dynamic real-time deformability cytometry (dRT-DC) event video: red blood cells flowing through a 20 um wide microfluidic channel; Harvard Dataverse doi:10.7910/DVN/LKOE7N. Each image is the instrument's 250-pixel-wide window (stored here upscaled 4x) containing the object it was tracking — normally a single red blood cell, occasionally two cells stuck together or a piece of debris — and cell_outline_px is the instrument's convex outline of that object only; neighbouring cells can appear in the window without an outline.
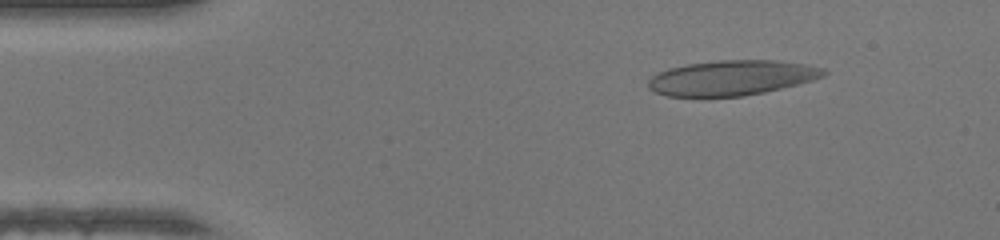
{"species": "human", "species_latin": "Homo sapiens", "temperature_condition": "warm", "stored_images_in_passage": 46, "camera_frame_rate_fps": 3000, "um_per_image_px": 0.085, "donor": {"sex": "female"}, "frame": {"image": 1, "passage_image": 6, "time_ms": 1.667, "image_size_px": [1000, 240], "cell_outline_px": [[828, 72], [824, 76], [812, 80], [764, 92], [744, 96], [668, 96], [656, 92], [648, 88], [648, 80], [652, 76], [668, 68], [688, 64], [720, 60], [776, 60], [804, 64], [824, 68]], "centroid_in_image_um": [62.2, 6.61], "position_along_channel_um": 22.8, "area_um2": 35.55}}
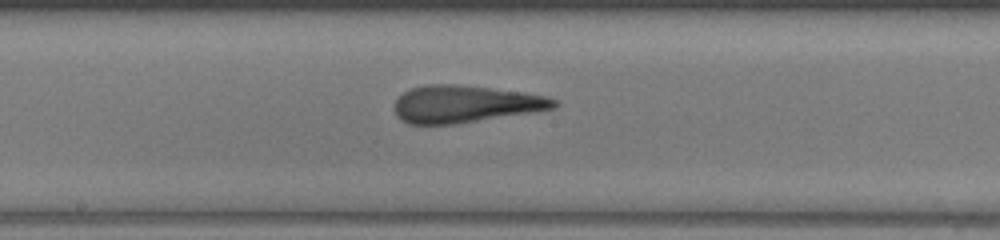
{"frame": {"image": 2, "passage_image": 24, "time_ms": 7.667, "image_size_px": [1000, 240], "cell_outline_px": [[560, 104], [556, 108], [536, 112], [452, 124], [408, 124], [400, 120], [396, 116], [392, 108], [396, 100], [404, 92], [412, 88], [428, 84], [456, 84], [492, 88], [524, 92], [544, 96], [556, 100]], "centroid_in_image_um": [39.53, 8.84], "position_along_channel_um": 208.7, "area_um2": 34.8}}
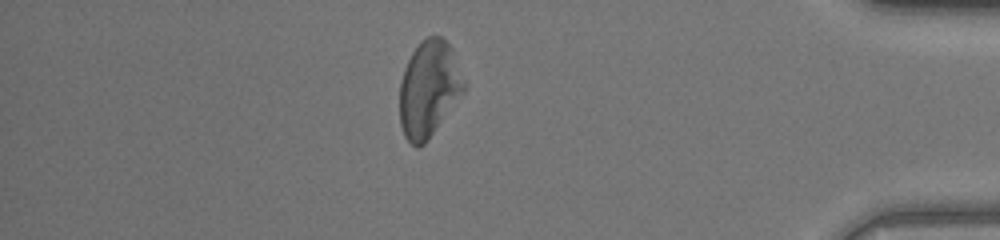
{"frame": {"image": 3, "passage_image": 40, "time_ms": 13.0, "image_size_px": [1000, 240], "cell_outline_px": [[464, 92], [428, 140], [424, 144], [416, 148], [404, 136], [400, 124], [400, 84], [404, 68], [412, 52], [420, 40], [428, 36], [440, 36], [452, 48], [464, 84]], "centroid_in_image_um": [36.43, 7.56], "position_along_channel_um": 398.8, "area_um2": 35.78}, "authors_computed_cell_mechanics": {"area_um2": 35.6048, "velocity_mm_per_s": 4.3485, "shape_relaxation_time_tau1_ms": null, "shape_relaxation_time_tau2_ms": 1.2742, "deformation_change_tau1": null, "deformation_change_tau2": 0.0998}}